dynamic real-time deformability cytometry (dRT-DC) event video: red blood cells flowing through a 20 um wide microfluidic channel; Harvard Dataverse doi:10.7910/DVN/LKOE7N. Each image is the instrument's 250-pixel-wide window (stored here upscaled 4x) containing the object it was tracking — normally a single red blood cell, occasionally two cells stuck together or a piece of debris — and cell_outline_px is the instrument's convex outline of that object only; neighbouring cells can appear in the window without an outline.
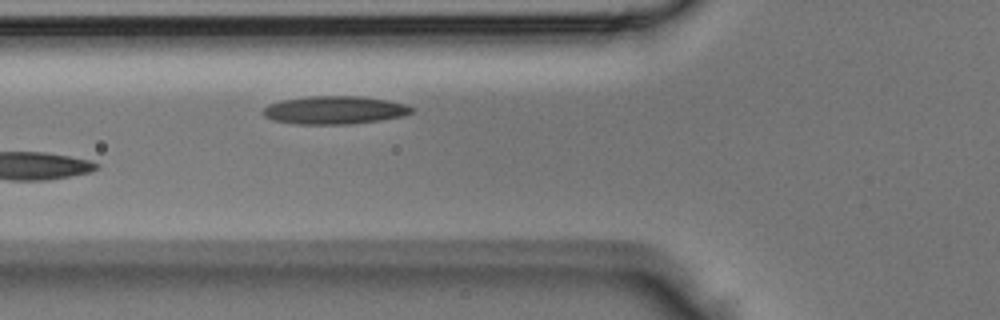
{"species": "Egyptian fruit bat (a non-hibernating species)", "species_latin": "Rousettus aegyptiacus", "temperature_condition": "room temperature", "stored_images_in_passage": 3, "camera_frame_rate_fps": 3000, "um_per_image_px": 0.085, "animal": {"sex": "male"}, "frame": {"image": 1, "passage_image": 3, "time_ms": 0.667, "image_size_px": [1000, 320], "cell_outline_px": [[412, 112], [404, 116], [380, 120], [352, 124], [296, 124], [272, 120], [264, 116], [264, 108], [268, 104], [280, 100], [308, 96], [364, 96], [388, 100], [408, 104], [412, 108]], "centroid_in_image_um": [28.45, 9.35], "position_along_channel_um": 97.4, "area_um2": 24.51}}